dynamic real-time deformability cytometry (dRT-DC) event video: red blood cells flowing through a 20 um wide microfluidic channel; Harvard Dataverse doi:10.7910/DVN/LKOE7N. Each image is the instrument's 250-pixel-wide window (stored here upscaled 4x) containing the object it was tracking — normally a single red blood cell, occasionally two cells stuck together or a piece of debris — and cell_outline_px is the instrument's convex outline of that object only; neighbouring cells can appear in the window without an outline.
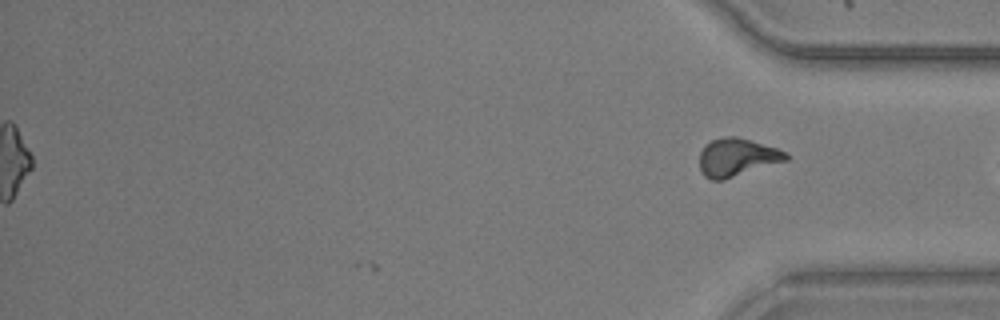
{"species": "common noctule bat (a hibernating species)", "species_latin": "Nyctalus noctula", "temperature_condition": "warm", "stored_images_in_passage": 28, "camera_frame_rate_fps": 3000, "um_per_image_px": 0.085, "animal": {"sex": "male", "body_mass_g": 20.5, "forearm_length_mm": 52.5}, "frame": {"image": 1, "passage_image": 28, "time_ms": 9.0, "image_size_px": [1000, 320], "cell_outline_px": [[788, 160], [724, 180], [712, 180], [704, 176], [700, 172], [700, 152], [712, 140], [724, 136], [736, 136], [752, 140], [776, 148], [784, 152], [788, 156]], "centroid_in_image_um": [62.63, 13.38], "position_along_channel_um": 372.6, "area_um2": 19.07}, "authors_computed_cell_mechanics": {"area_um2": 19.074, "velocity_mm_per_s": 4.1721, "shape_relaxation_time_tau1_ms": 6.1589, "shape_relaxation_time_tau2_ms": 5.0358, "deformation_change_tau1": 0.1868, "deformation_change_tau2": 0.1622}}